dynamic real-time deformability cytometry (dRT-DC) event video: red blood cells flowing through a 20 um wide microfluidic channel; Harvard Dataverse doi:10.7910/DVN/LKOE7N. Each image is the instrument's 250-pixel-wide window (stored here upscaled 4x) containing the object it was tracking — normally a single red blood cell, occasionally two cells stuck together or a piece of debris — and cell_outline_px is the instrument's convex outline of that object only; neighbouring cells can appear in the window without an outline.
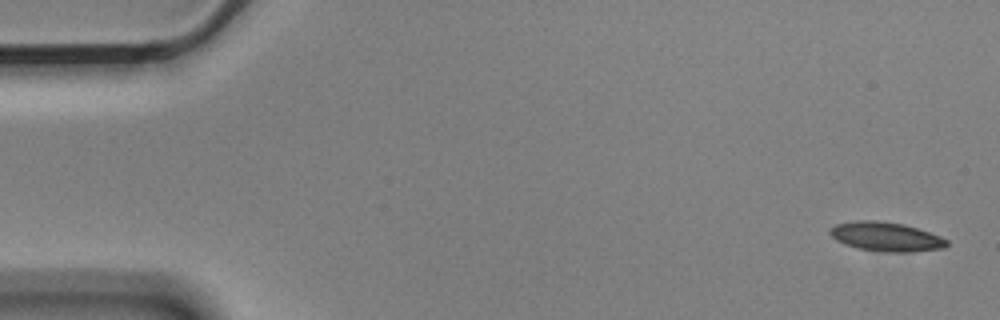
{"species": "Egyptian fruit bat (a non-hibernating species)", "species_latin": "Rousettus aegyptiacus", "temperature_condition": "cold", "stored_images_in_passage": 5, "camera_frame_rate_fps": 3000, "um_per_image_px": 0.085, "animal": {"sex": "male"}, "frame": {"image": 1, "passage_image": 1, "time_ms": 0.0, "image_size_px": [1000, 320], "cell_outline_px": [[948, 244], [944, 248], [912, 252], [884, 252], [856, 248], [844, 244], [836, 240], [828, 232], [836, 224], [856, 220], [880, 220], [904, 224], [940, 236], [948, 240]], "centroid_in_image_um": [75.3, 20.12], "position_along_channel_um": 9.7, "area_um2": 19.94}}
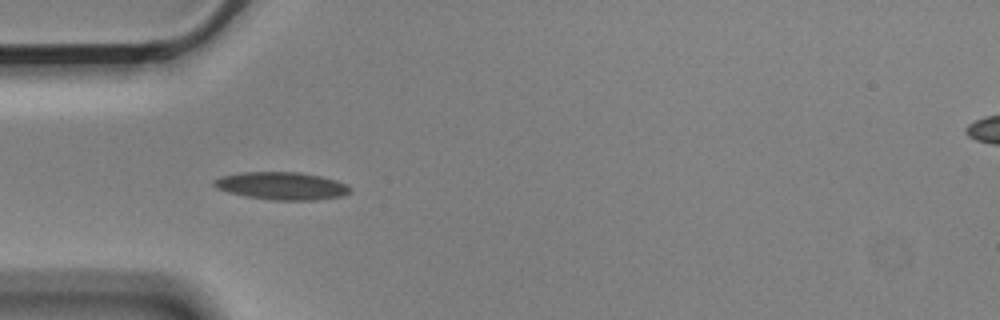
{"frame": {"image": 2, "passage_image": 5, "time_ms": 1.333, "image_size_px": [1000, 320], "cell_outline_px": [[352, 192], [344, 196], [316, 200], [272, 200], [244, 196], [228, 192], [216, 188], [212, 184], [212, 180], [220, 176], [240, 172], [300, 172], [320, 176], [336, 180], [348, 184], [352, 188]], "centroid_in_image_um": [23.96, 15.8], "position_along_channel_um": 61.0, "area_um2": 22.31}}